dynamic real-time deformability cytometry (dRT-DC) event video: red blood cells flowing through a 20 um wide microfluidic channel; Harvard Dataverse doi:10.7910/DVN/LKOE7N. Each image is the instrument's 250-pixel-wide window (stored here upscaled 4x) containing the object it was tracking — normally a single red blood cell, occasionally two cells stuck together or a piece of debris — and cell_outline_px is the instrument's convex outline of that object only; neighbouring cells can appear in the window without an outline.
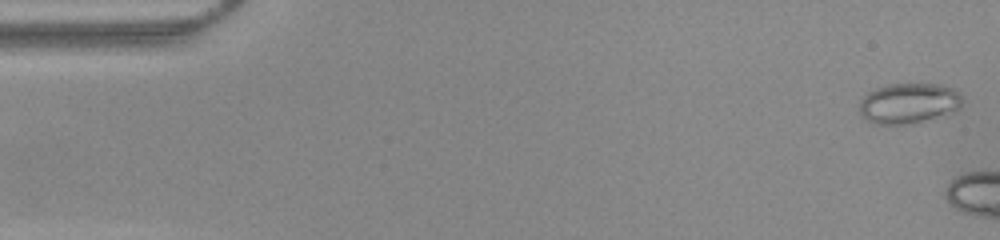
{"species": "common noctule bat (a hibernating species)", "species_latin": "Nyctalus noctula", "temperature_condition": "warm", "stored_images_in_passage": 5, "camera_frame_rate_fps": 3000, "um_per_image_px": 0.085, "animal": {"sex": "female", "body_mass_g": 22.0, "forearm_length_mm": 56.7}, "frame": {"image": 1, "passage_image": 1, "time_ms": 0.0, "image_size_px": [1000, 240], "cell_outline_px": [[964, 100], [960, 108], [912, 124], [876, 124], [868, 120], [860, 112], [860, 100], [868, 92], [876, 88], [888, 84], [940, 84], [952, 88]], "centroid_in_image_um": [77.22, 8.76], "position_along_channel_um": 7.8, "area_um2": 23.87}}